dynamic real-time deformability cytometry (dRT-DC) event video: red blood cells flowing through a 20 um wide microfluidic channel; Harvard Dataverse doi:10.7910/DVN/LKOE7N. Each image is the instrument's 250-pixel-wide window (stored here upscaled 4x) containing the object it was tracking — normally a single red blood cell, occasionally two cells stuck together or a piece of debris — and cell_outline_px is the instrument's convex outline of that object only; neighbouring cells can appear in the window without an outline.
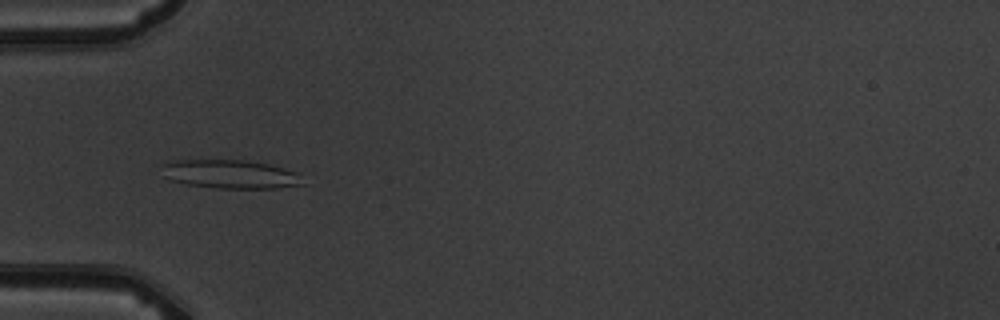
{"species": "common noctule bat (a hibernating species)", "species_latin": "Nyctalus noctula", "temperature_condition": "warm", "stored_images_in_passage": 4, "camera_frame_rate_fps": 3000, "um_per_image_px": 0.085, "animal": {"sex": "male", "body_mass_g": 19.5, "forearm_length_mm": 54.6}, "frame": {"image": 1, "passage_image": 4, "time_ms": 3.333, "image_size_px": [1000, 320], "cell_outline_px": [[304, 184], [276, 188], [216, 188], [184, 184], [168, 180], [164, 176], [160, 164], [168, 160], [248, 160], [268, 164], [284, 168], [296, 172]], "centroid_in_image_um": [19.48, 14.8], "position_along_channel_um": 65.5, "area_um2": 23.76}}